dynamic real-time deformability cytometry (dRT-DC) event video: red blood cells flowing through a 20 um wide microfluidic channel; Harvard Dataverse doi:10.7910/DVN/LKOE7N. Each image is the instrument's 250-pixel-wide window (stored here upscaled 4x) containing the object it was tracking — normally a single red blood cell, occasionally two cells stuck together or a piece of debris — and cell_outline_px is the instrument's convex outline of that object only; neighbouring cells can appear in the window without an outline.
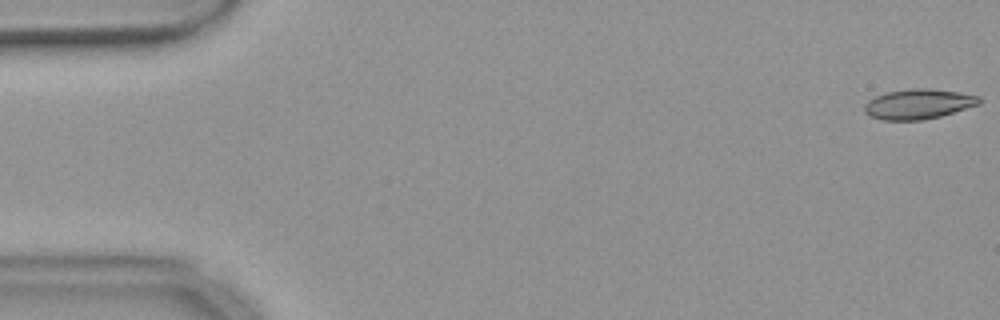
{"species": "common noctule bat (a hibernating species)", "species_latin": "Nyctalus noctula", "temperature_condition": "warm", "stored_images_in_passage": 55, "camera_frame_rate_fps": 3000, "um_per_image_px": 0.085, "animal": {"sex": "female", "body_mass_g": 18.4}, "frame": {"image": 1, "passage_image": 1, "time_ms": 0.0, "image_size_px": [1000, 320], "cell_outline_px": [[980, 104], [940, 116], [924, 120], [880, 120], [868, 116], [864, 112], [864, 108], [868, 100], [876, 96], [888, 92], [912, 88], [928, 88], [956, 92], [980, 96]], "centroid_in_image_um": [78.03, 8.85], "position_along_channel_um": 7.0, "area_um2": 20.0}}
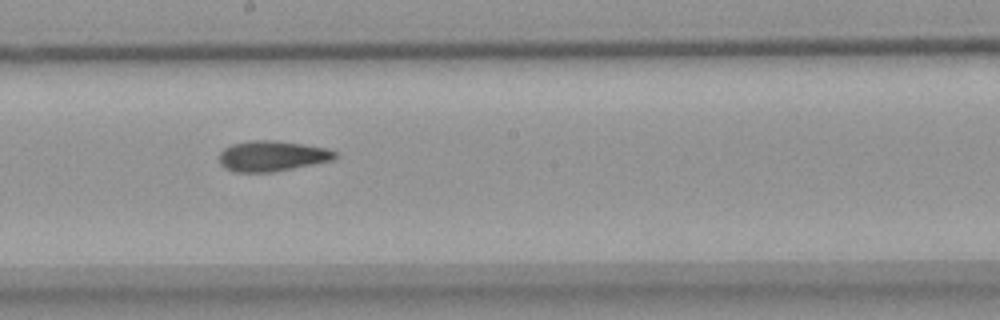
{"frame": {"image": 2, "passage_image": 30, "time_ms": 9.667, "image_size_px": [1000, 320], "cell_outline_px": [[336, 156], [332, 160], [272, 172], [236, 172], [224, 168], [220, 164], [220, 152], [224, 148], [232, 144], [248, 140], [276, 140], [328, 148], [336, 152]], "centroid_in_image_um": [23.09, 13.25], "position_along_channel_um": 225.1, "area_um2": 20.52}}
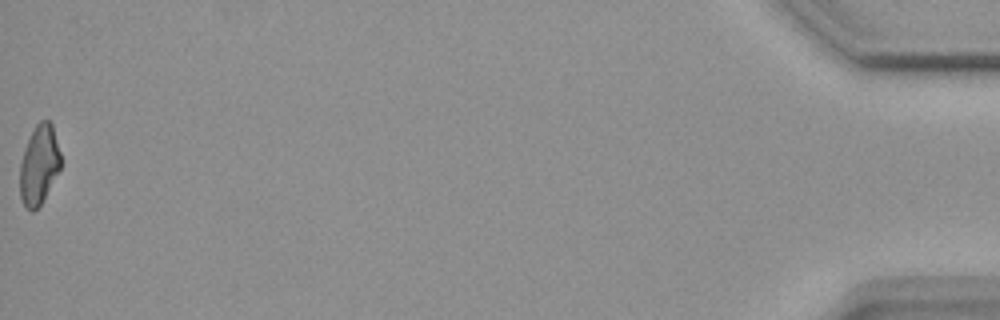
{"frame": {"image": 3, "passage_image": 55, "time_ms": 18.0, "image_size_px": [1000, 320], "cell_outline_px": [[60, 168], [40, 204], [32, 212], [24, 204], [20, 196], [20, 164], [24, 148], [36, 124], [40, 120], [48, 120], [52, 124], [60, 152]], "centroid_in_image_um": [3.31, 13.98], "position_along_channel_um": 431.9, "area_um2": 18.44}, "authors_computed_cell_mechanics": {"area_um2": 20.1722, "velocity_mm_per_s": 3.7003, "shape_relaxation_time_tau1_ms": null, "shape_relaxation_time_tau2_ms": 6.7194, "deformation_change_tau1": null, "deformation_change_tau2": 0.1487}}